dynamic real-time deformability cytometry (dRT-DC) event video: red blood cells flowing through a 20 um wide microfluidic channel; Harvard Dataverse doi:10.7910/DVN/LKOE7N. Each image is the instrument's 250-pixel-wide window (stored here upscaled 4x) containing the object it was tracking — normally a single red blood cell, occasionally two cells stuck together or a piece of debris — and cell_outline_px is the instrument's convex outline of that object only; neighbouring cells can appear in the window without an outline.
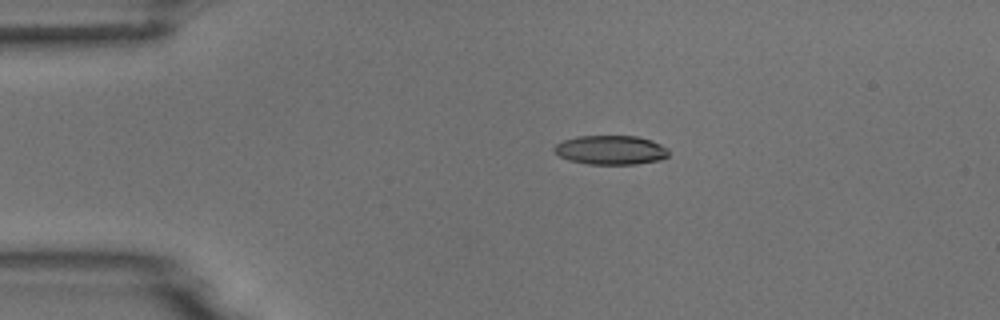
{"species": "common noctule bat (a hibernating species)", "species_latin": "Nyctalus noctula", "temperature_condition": "room temperature", "stored_images_in_passage": 4, "camera_frame_rate_fps": 3000, "um_per_image_px": 0.085, "animal": {"sex": "male", "body_mass_g": 18.8}, "frame": {"image": 1, "passage_image": 2, "time_ms": 1.333, "image_size_px": [1000, 320], "cell_outline_px": [[668, 156], [660, 160], [636, 164], [588, 164], [568, 160], [560, 156], [552, 148], [556, 144], [564, 140], [576, 136], [636, 136], [652, 140], [668, 148]], "centroid_in_image_um": [51.92, 12.75], "position_along_channel_um": 33.1, "area_um2": 19.48}}
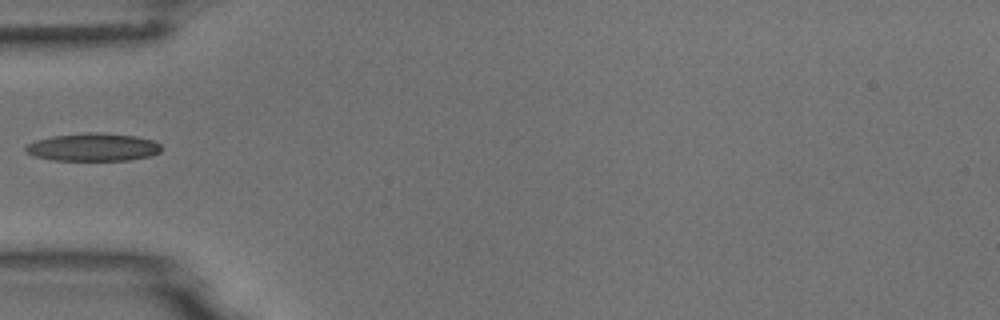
{"frame": {"image": 2, "passage_image": 4, "time_ms": 3.667, "image_size_px": [1000, 320], "cell_outline_px": [[160, 152], [152, 156], [128, 160], [52, 160], [36, 156], [24, 152], [24, 148], [28, 144], [36, 140], [52, 136], [88, 132], [96, 132], [136, 136], [152, 140], [160, 144]], "centroid_in_image_um": [7.91, 12.51], "position_along_channel_um": 77.1, "area_um2": 22.02}}